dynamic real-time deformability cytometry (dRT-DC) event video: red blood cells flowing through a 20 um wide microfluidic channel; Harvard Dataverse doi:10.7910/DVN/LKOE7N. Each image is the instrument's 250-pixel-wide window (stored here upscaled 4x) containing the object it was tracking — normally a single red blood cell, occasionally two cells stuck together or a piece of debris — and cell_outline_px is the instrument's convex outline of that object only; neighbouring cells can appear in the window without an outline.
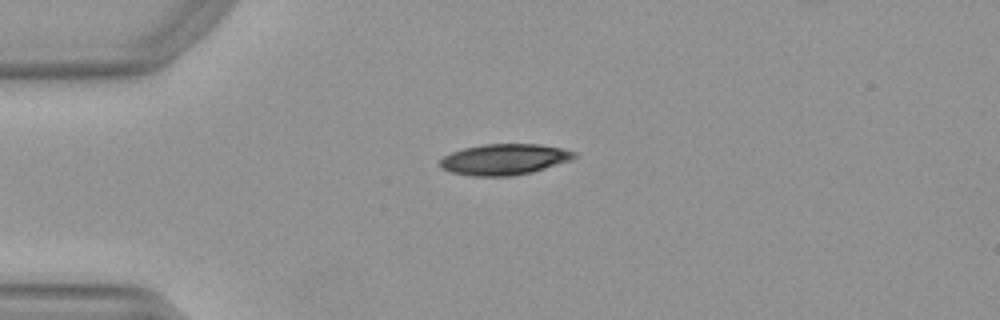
{"species": "Egyptian fruit bat (a non-hibernating species)", "species_latin": "Rousettus aegyptiacus", "temperature_condition": "warm", "stored_images_in_passage": 40, "camera_frame_rate_fps": 3000, "um_per_image_px": 0.085, "animal": {"sex": "female"}, "frame": {"image": 1, "passage_image": 1, "time_ms": 0.0, "image_size_px": [1000, 320], "cell_outline_px": [[576, 156], [568, 160], [532, 172], [512, 176], [472, 176], [452, 172], [440, 168], [440, 160], [444, 156], [452, 152], [464, 148], [484, 144], [540, 144], [564, 148], [576, 152]], "centroid_in_image_um": [42.85, 13.54], "position_along_channel_um": 42.2, "area_um2": 24.04}}
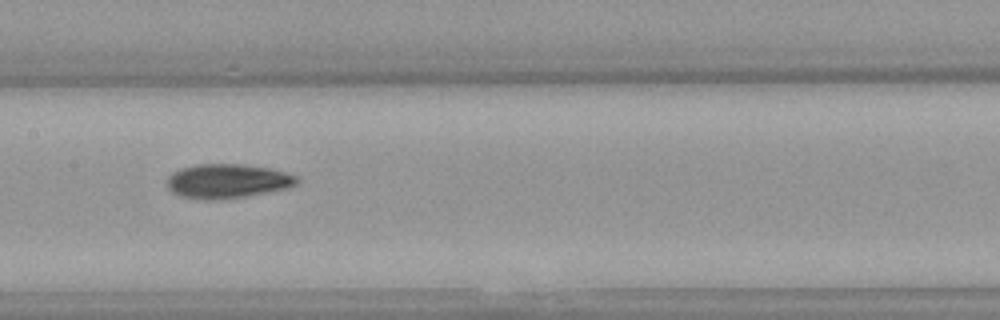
{"frame": {"image": 2, "passage_image": 14, "time_ms": 4.333, "image_size_px": [1000, 320], "cell_outline_px": [[300, 180], [296, 184], [288, 188], [248, 196], [224, 200], [204, 200], [180, 196], [172, 192], [168, 188], [168, 176], [172, 172], [180, 168], [196, 164], [244, 164], [272, 168], [288, 172], [296, 176]], "centroid_in_image_um": [19.35, 15.39], "position_along_channel_um": 188.0, "area_um2": 26.41}}
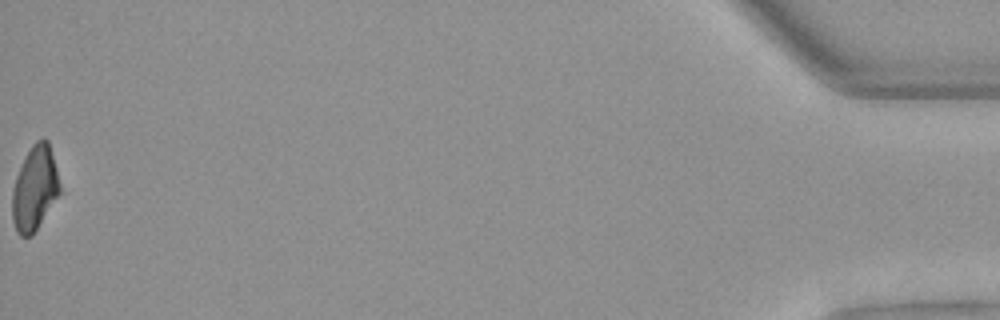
{"frame": {"image": 3, "passage_image": 40, "time_ms": 13.0, "image_size_px": [1000, 320], "cell_outline_px": [[64, 192], [32, 236], [20, 236], [16, 232], [12, 220], [12, 192], [16, 176], [32, 144], [36, 140], [44, 136], [48, 140]], "centroid_in_image_um": [3.01, 16.04], "position_along_channel_um": 432.2, "area_um2": 24.16}, "authors_computed_cell_mechanics": {"area_um2": 24.7095, "velocity_mm_per_s": 3.9759, "shape_relaxation_time_tau1_ms": 4.9298, "shape_relaxation_time_tau2_ms": 7.1854, "deformation_change_tau1": 0.1752, "deformation_change_tau2": 0.1438}}